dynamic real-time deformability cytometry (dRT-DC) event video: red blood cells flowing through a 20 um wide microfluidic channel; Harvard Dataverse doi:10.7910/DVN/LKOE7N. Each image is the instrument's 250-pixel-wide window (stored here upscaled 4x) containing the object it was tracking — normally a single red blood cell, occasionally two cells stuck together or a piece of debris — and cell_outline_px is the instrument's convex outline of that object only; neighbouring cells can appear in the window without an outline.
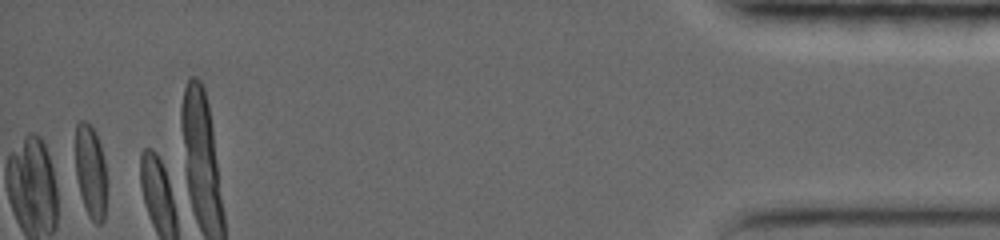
{"species": "common noctule bat (a hibernating species)", "species_latin": "Nyctalus noctula", "temperature_condition": "warm", "stored_images_in_passage": 21, "camera_frame_rate_fps": 5000, "um_per_image_px": 0.085, "animal": {"sex": "female", "body_mass_g": 19.0, "forearm_length_mm": 56.7}, "frame": {"image": 1, "passage_image": 21, "time_ms": 13.4, "image_size_px": [1000, 240], "cell_outline_px": [[104, 220], [100, 224], [96, 224], [88, 216], [84, 208], [76, 176], [76, 124], [80, 120], [88, 120], [92, 124], [96, 132], [100, 144], [104, 160]], "centroid_in_image_um": [7.67, 14.51], "position_along_channel_um": 427.5, "area_um2": 16.76}, "authors_computed_cell_mechanics": {"area_um2": 17.8602, "velocity_mm_per_s": 3.7087, "shape_relaxation_time_tau1_ms": 2.7263, "shape_relaxation_time_tau2_ms": null, "deformation_change_tau1": 0.1125, "deformation_change_tau2": null}}